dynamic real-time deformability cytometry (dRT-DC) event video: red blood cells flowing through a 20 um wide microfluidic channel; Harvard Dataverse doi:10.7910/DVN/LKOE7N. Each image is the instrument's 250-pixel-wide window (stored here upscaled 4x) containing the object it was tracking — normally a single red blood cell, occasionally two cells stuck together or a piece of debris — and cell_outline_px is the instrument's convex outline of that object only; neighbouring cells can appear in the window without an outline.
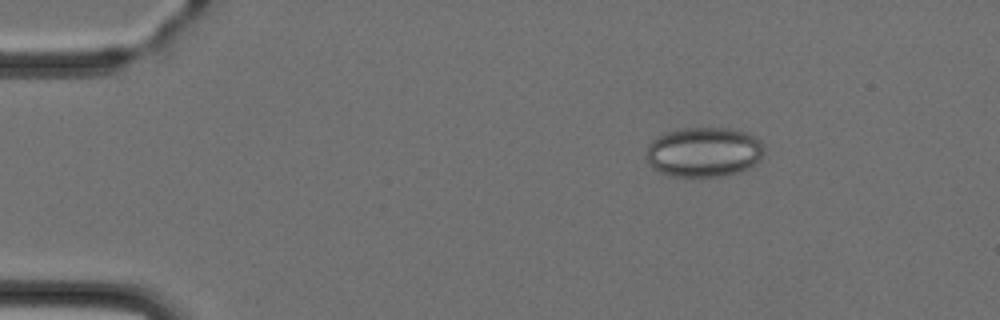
{"species": "Egyptian fruit bat (a non-hibernating species)", "species_latin": "Rousettus aegyptiacus", "temperature_condition": "cold", "stored_images_in_passage": 3, "camera_frame_rate_fps": 3000, "um_per_image_px": 0.085, "animal": {"sex": "female"}, "frame": {"image": 1, "passage_image": 1, "time_ms": 0.0, "image_size_px": [1000, 320], "cell_outline_px": [[764, 152], [760, 160], [756, 164], [740, 172], [724, 176], [672, 176], [660, 172], [648, 164], [644, 156], [648, 144], [656, 136], [668, 132], [684, 128], [728, 128], [744, 132], [760, 140], [764, 148]], "centroid_in_image_um": [59.81, 12.93], "position_along_channel_um": 25.2, "area_um2": 34.45}}